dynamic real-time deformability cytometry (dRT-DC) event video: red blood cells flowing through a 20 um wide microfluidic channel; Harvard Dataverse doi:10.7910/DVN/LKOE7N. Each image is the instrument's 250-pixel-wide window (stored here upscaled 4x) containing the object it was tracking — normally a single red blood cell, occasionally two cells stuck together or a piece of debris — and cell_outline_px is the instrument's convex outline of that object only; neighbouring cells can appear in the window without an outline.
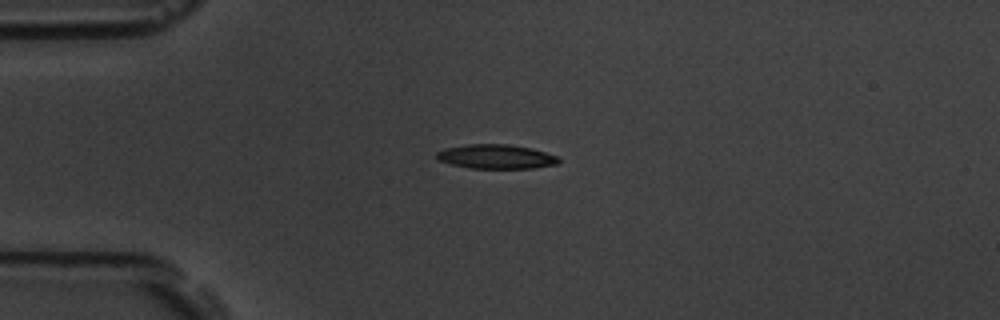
{"species": "common noctule bat (a hibernating species)", "species_latin": "Nyctalus noctula", "temperature_condition": "room temperature", "stored_images_in_passage": 12, "camera_frame_rate_fps": 3000, "um_per_image_px": 0.085, "animal": {"sex": "male", "body_mass_g": 19.5, "forearm_length_mm": 54.6}, "frame": {"image": 1, "passage_image": 3, "time_ms": 3.0, "image_size_px": [1000, 320], "cell_outline_px": [[560, 160], [556, 164], [532, 168], [468, 168], [452, 164], [440, 160], [436, 156], [436, 152], [444, 148], [468, 144], [508, 144], [532, 148], [556, 156]], "centroid_in_image_um": [42.14, 13.3], "position_along_channel_um": 42.9, "area_um2": 17.11}}
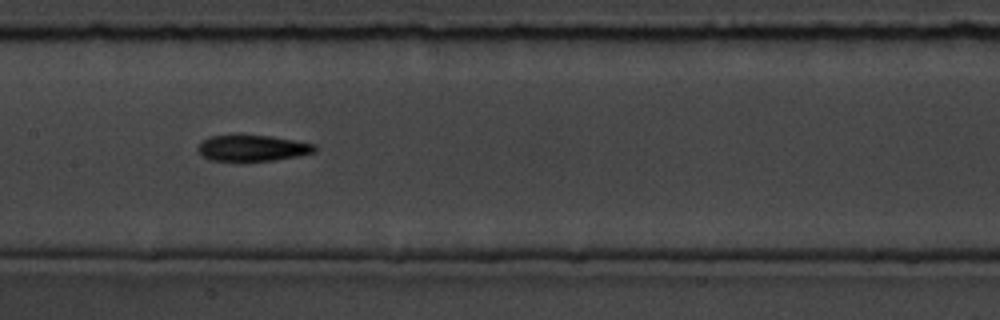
{"frame": {"image": 2, "passage_image": 7, "time_ms": 7.667, "image_size_px": [1000, 320], "cell_outline_px": [[316, 152], [296, 156], [272, 160], [240, 164], [208, 160], [196, 148], [200, 140], [208, 136], [236, 132], [240, 132], [272, 136], [316, 144]], "centroid_in_image_um": [21.34, 12.57], "position_along_channel_um": 186.1, "area_um2": 19.36}}
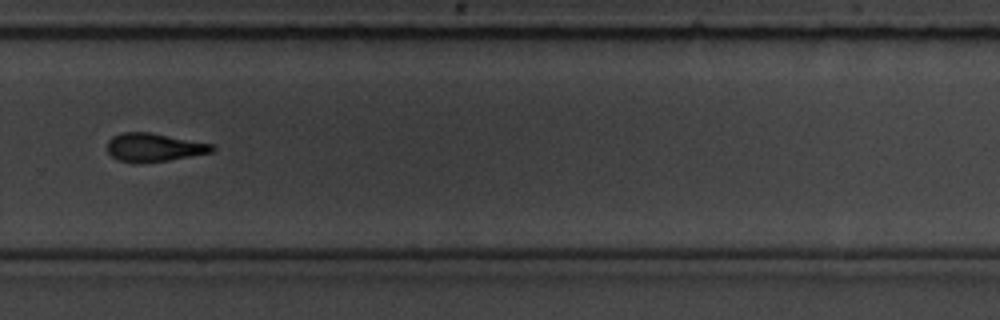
{"frame": {"image": 3, "passage_image": 10, "time_ms": 11.333, "image_size_px": [1000, 320], "cell_outline_px": [[216, 148], [212, 152], [168, 160], [140, 164], [136, 164], [116, 160], [108, 152], [108, 140], [112, 136], [124, 132], [148, 132], [212, 144]], "centroid_in_image_um": [13.04, 12.54], "position_along_channel_um": 316.8, "area_um2": 17.34}, "authors_computed_cell_mechanics": {"area_um2": 17.5134, "velocity_mm_per_s": 3.5726, "shape_relaxation_time_tau1_ms": 2.9923, "shape_relaxation_time_tau2_ms": null, "deformation_change_tau1": 0.1133, "deformation_change_tau2": null}}